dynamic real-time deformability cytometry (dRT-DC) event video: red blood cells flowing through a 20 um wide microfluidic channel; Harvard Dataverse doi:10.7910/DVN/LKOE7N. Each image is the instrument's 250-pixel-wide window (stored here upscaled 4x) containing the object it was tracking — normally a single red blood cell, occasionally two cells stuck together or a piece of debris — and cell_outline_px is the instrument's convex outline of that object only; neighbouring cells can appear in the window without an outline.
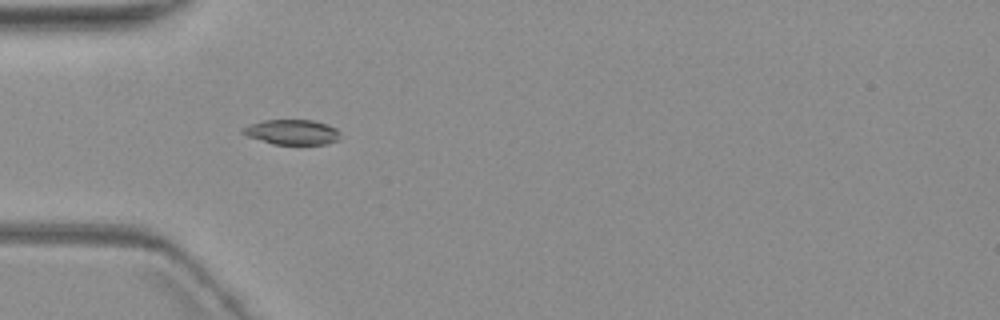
{"species": "common noctule bat (a hibernating species)", "species_latin": "Nyctalus noctula", "temperature_condition": "warm", "stored_images_in_passage": 8, "camera_frame_rate_fps": 3000, "um_per_image_px": 0.085, "animal": {"sex": "female", "body_mass_g": 19.3, "forearm_length_mm": 54.1}, "frame": {"image": 1, "passage_image": 4, "time_ms": 4.333, "image_size_px": [1000, 320], "cell_outline_px": [[340, 136], [336, 140], [328, 144], [272, 144], [248, 136], [240, 132], [240, 128], [264, 120], [312, 120], [328, 124], [336, 128], [340, 132]], "centroid_in_image_um": [24.83, 11.22], "position_along_channel_um": 60.2, "area_um2": 14.22}}
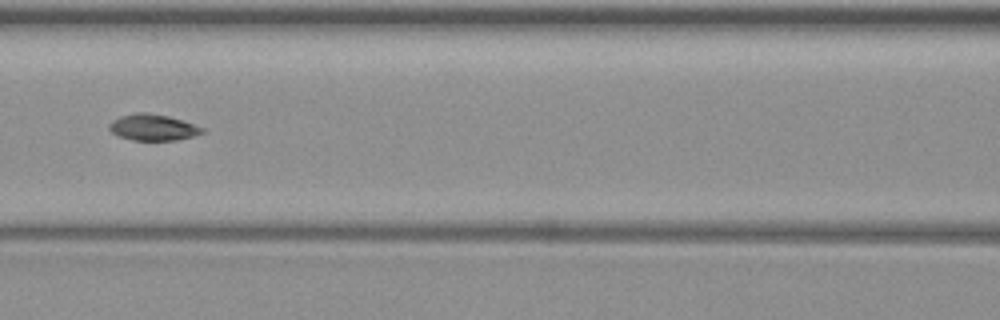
{"frame": {"image": 2, "passage_image": 6, "time_ms": 7.0, "image_size_px": [1000, 320], "cell_outline_px": [[204, 132], [192, 136], [176, 140], [132, 140], [116, 136], [108, 128], [108, 124], [112, 120], [120, 116], [136, 112], [148, 112], [168, 116], [204, 128]], "centroid_in_image_um": [12.93, 10.82], "position_along_channel_um": 153.7, "area_um2": 14.22}}
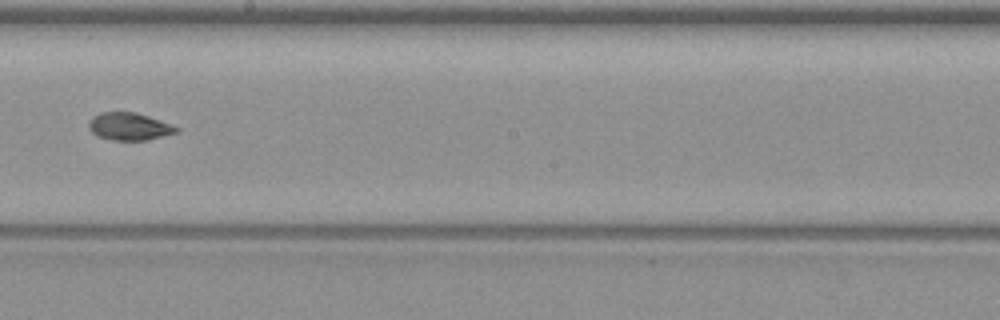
{"frame": {"image": 3, "passage_image": 8, "time_ms": 9.333, "image_size_px": [1000, 320], "cell_outline_px": [[180, 132], [148, 140], [112, 140], [96, 136], [88, 128], [88, 124], [92, 116], [100, 112], [136, 112], [148, 116], [180, 128]], "centroid_in_image_um": [10.98, 10.75], "position_along_channel_um": 237.2, "area_um2": 14.16}}